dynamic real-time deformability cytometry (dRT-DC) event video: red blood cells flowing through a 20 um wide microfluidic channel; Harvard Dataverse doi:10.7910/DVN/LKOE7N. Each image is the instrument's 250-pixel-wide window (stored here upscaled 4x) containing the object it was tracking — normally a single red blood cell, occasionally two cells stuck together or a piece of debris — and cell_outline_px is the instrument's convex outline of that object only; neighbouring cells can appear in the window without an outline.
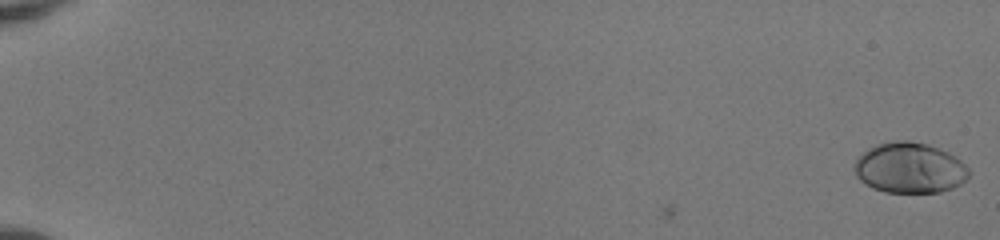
{"species": "human", "species_latin": "Homo sapiens", "temperature_condition": "room temperature", "stored_images_in_passage": 53, "camera_frame_rate_fps": 3000, "um_per_image_px": 0.085, "donor": {"sex": "female"}, "frame": {"image": 1, "passage_image": 1, "time_ms": 0.0, "image_size_px": [1000, 240], "cell_outline_px": [[968, 176], [960, 184], [952, 188], [940, 192], [884, 192], [872, 188], [864, 184], [856, 176], [852, 168], [852, 164], [868, 148], [876, 144], [892, 140], [908, 140], [928, 144], [948, 152], [956, 156], [968, 168]], "centroid_in_image_um": [77.28, 14.26], "position_along_channel_um": 7.7, "area_um2": 33.99}}
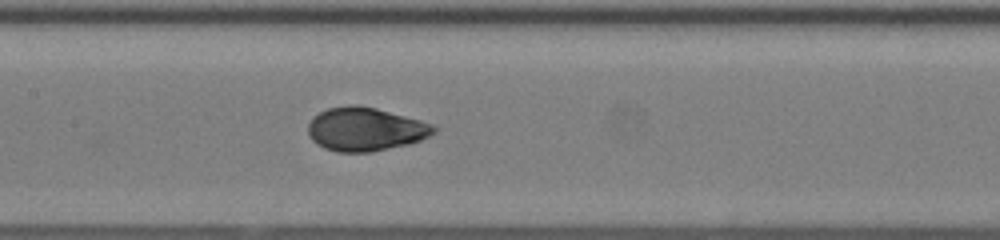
{"frame": {"image": 2, "passage_image": 29, "time_ms": 9.333, "image_size_px": [1000, 240], "cell_outline_px": [[440, 128], [436, 132], [412, 144], [372, 152], [336, 152], [324, 148], [316, 144], [308, 136], [308, 124], [320, 112], [328, 108], [348, 104], [356, 104], [376, 108], [420, 120], [432, 124]], "centroid_in_image_um": [31.07, 10.99], "position_along_channel_um": 176.3, "area_um2": 32.19}}
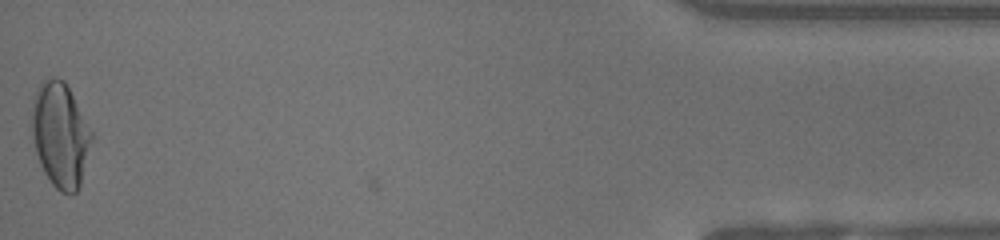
{"frame": {"image": 3, "passage_image": 53, "time_ms": 17.333, "image_size_px": [1000, 240], "cell_outline_px": [[96, 136], [80, 184], [76, 192], [72, 196], [60, 192], [52, 184], [44, 172], [40, 164], [36, 152], [32, 136], [32, 100], [36, 88], [44, 80], [52, 76], [56, 76], [64, 80]], "centroid_in_image_um": [5.16, 11.47], "position_along_channel_um": 430.0, "area_um2": 37.34}, "authors_computed_cell_mechanics": {"area_um2": 31.9634, "velocity_mm_per_s": 4.1146, "shape_relaxation_time_tau1_ms": 3.4944, "shape_relaxation_time_tau2_ms": null, "deformation_change_tau1": 0.182, "deformation_change_tau2": null}}